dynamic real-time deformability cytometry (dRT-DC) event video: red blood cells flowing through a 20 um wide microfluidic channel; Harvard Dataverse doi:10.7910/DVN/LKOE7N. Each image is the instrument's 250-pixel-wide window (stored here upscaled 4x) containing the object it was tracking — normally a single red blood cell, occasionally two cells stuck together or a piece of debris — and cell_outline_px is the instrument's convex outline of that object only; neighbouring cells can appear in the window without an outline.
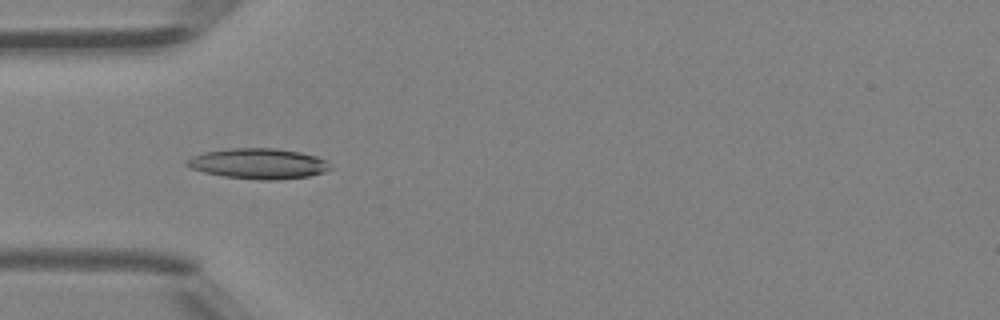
{"species": "Egyptian fruit bat (a non-hibernating species)", "species_latin": "Rousettus aegyptiacus", "temperature_condition": "room temperature", "stored_images_in_passage": 5, "camera_frame_rate_fps": 3000, "um_per_image_px": 0.085, "animal": {"sex": "female"}, "frame": {"image": 1, "passage_image": 4, "time_ms": 1.0, "image_size_px": [1000, 320], "cell_outline_px": [[332, 168], [324, 172], [308, 176], [276, 180], [260, 180], [224, 176], [204, 172], [192, 168], [184, 164], [184, 160], [192, 156], [204, 152], [232, 148], [276, 148], [300, 152], [316, 156], [324, 160]], "centroid_in_image_um": [21.94, 13.9], "position_along_channel_um": 63.1, "area_um2": 25.37}}
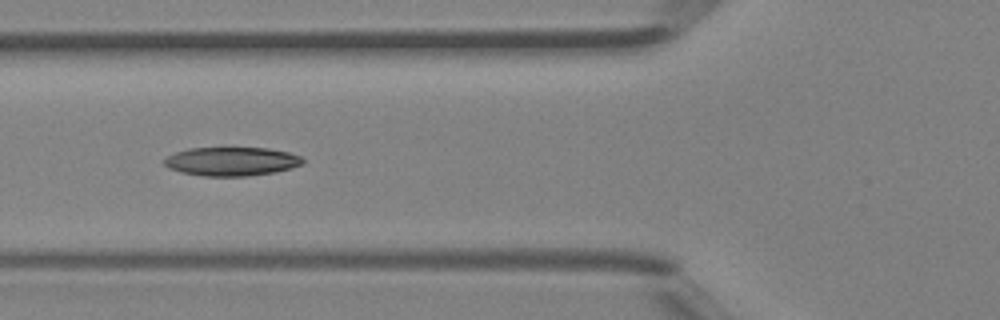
{"frame": {"image": 2, "passage_image": 5, "time_ms": 1.333, "image_size_px": [1000, 320], "cell_outline_px": [[304, 164], [292, 168], [276, 172], [248, 176], [204, 176], [180, 172], [168, 168], [164, 164], [164, 160], [168, 156], [176, 152], [188, 148], [268, 148], [288, 152], [300, 156], [304, 160]], "centroid_in_image_um": [19.7, 13.72], "position_along_channel_um": 106.1, "area_um2": 23.29}}